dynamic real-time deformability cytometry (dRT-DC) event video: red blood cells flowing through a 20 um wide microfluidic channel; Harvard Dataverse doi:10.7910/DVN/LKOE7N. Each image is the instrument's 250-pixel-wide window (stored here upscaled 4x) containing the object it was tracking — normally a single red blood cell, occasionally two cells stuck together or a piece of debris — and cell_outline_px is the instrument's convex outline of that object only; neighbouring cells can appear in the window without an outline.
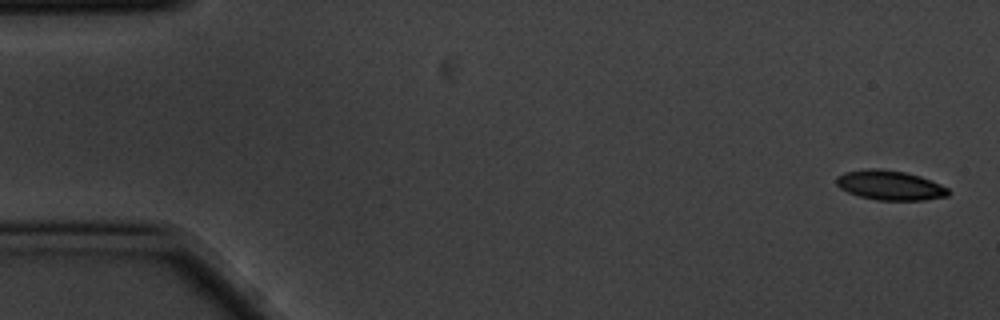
{"species": "common noctule bat (a hibernating species)", "species_latin": "Nyctalus noctula", "temperature_condition": "cold", "stored_images_in_passage": 9, "camera_frame_rate_fps": 3000, "um_per_image_px": 0.085, "animal": {"sex": "male", "body_mass_g": 20.1, "forearm_length_mm": 53.5}, "frame": {"image": 1, "passage_image": 1, "time_ms": 0.0, "image_size_px": [1000, 320], "cell_outline_px": [[948, 196], [924, 200], [876, 200], [860, 196], [848, 192], [840, 188], [836, 184], [836, 176], [844, 172], [868, 168], [880, 168], [904, 172], [920, 176], [940, 184], [948, 188]], "centroid_in_image_um": [75.62, 15.74], "position_along_channel_um": 9.4, "area_um2": 19.31}}
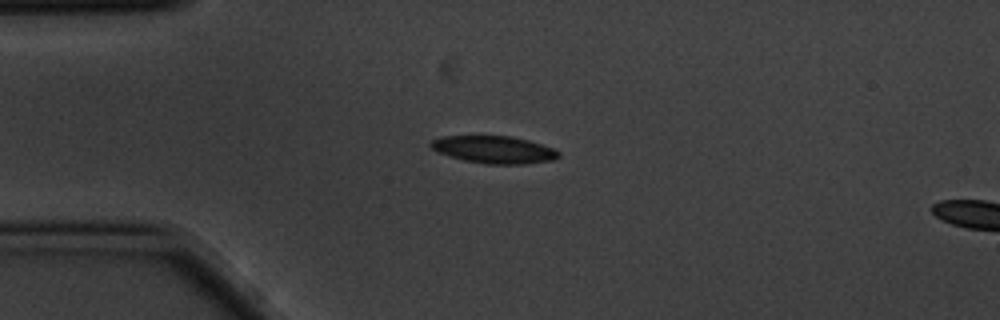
{"frame": {"image": 2, "passage_image": 4, "time_ms": 1.0, "image_size_px": [1000, 320], "cell_outline_px": [[560, 156], [552, 160], [520, 164], [488, 164], [464, 160], [440, 152], [432, 148], [428, 144], [432, 140], [440, 136], [512, 136], [528, 140], [552, 148], [560, 152]], "centroid_in_image_um": [41.99, 12.71], "position_along_channel_um": 43.0, "area_um2": 20.11}}